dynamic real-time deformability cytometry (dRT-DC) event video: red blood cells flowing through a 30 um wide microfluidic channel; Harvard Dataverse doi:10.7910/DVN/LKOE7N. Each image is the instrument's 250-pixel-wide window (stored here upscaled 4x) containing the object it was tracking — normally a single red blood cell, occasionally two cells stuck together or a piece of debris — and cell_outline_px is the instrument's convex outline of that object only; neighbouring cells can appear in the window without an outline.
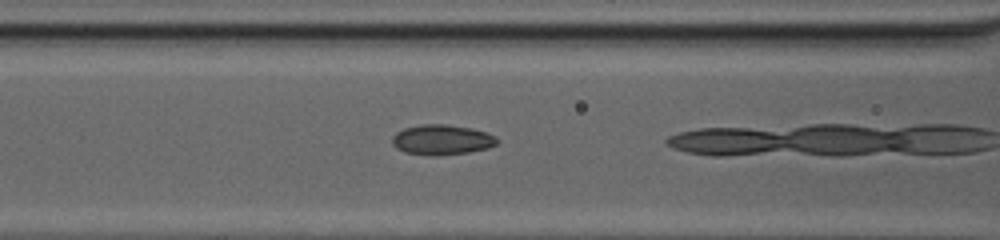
{"species": "common noctule bat (a hibernating species)", "species_latin": "Nyctalus noctula", "temperature_condition": "cold", "stored_images_in_passage": 23, "camera_frame_rate_fps": 3000, "um_per_image_px": 0.085, "animal": {"sex": "female", "body_mass_g": 20.0, "forearm_length_mm": 54.0}, "frame": {"image": 1, "passage_image": 22, "time_ms": 7.0, "image_size_px": [1000, 240], "cell_outline_px": [[500, 140], [496, 144], [488, 148], [468, 152], [436, 156], [428, 156], [404, 152], [396, 148], [392, 144], [392, 136], [396, 132], [404, 128], [420, 124], [444, 124], [472, 128], [488, 132], [496, 136]], "centroid_in_image_um": [37.56, 11.88], "position_along_channel_um": 129.0, "area_um2": 18.73}}